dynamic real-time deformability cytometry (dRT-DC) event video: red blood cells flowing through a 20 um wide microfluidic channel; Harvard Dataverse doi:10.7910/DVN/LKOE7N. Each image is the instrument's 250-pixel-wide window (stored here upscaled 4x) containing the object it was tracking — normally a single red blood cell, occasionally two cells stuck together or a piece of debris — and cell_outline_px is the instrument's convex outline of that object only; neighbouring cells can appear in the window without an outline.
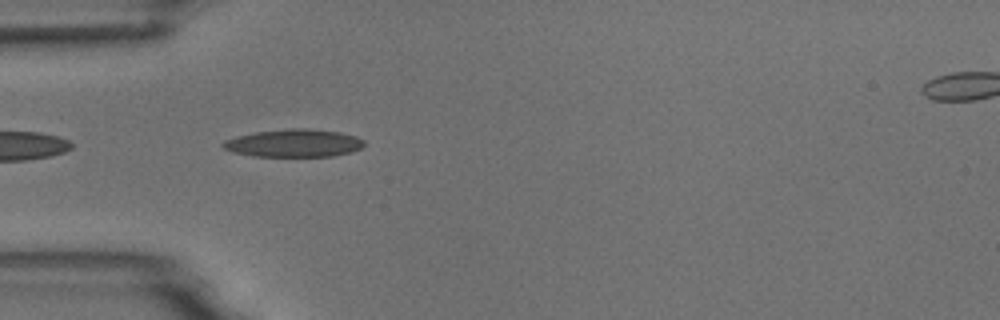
{"species": "common noctule bat (a hibernating species)", "species_latin": "Nyctalus noctula", "temperature_condition": "room temperature", "stored_images_in_passage": 8, "camera_frame_rate_fps": 3000, "um_per_image_px": 0.085, "animal": {"sex": "male", "body_mass_g": 18.8}, "frame": {"image": 1, "passage_image": 5, "time_ms": 4.667, "image_size_px": [1000, 320], "cell_outline_px": [[364, 144], [360, 148], [352, 152], [332, 156], [252, 156], [232, 152], [224, 148], [220, 144], [224, 140], [236, 136], [256, 132], [288, 128], [308, 128], [340, 132], [356, 136], [364, 140]], "centroid_in_image_um": [24.96, 12.16], "position_along_channel_um": 60.0, "area_um2": 22.95}}